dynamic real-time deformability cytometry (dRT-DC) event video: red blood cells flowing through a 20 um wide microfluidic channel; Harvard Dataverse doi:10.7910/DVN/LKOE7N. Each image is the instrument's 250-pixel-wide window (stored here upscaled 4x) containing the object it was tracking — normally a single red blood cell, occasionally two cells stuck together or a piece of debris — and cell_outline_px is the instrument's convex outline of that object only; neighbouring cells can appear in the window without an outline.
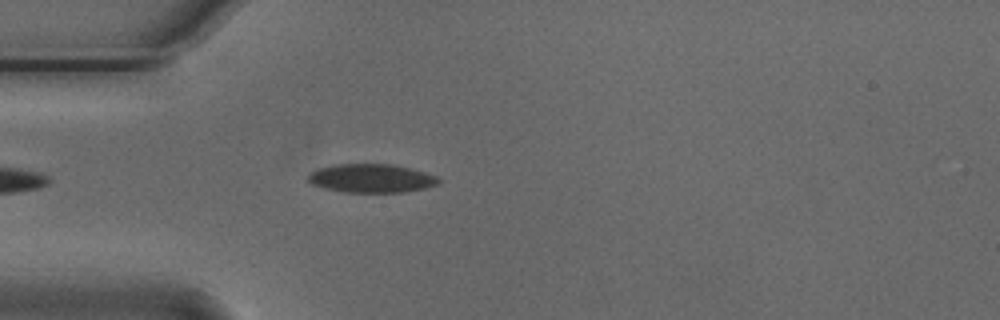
{"species": "Egyptian fruit bat (a non-hibernating species)", "species_latin": "Rousettus aegyptiacus", "temperature_condition": "cold", "stored_images_in_passage": 38, "camera_frame_rate_fps": 3000, "um_per_image_px": 0.085, "animal": {"sex": "male"}, "frame": {"image": 1, "passage_image": 5, "time_ms": 1.333, "image_size_px": [1000, 320], "cell_outline_px": [[440, 184], [424, 188], [404, 192], [344, 192], [324, 188], [312, 184], [308, 180], [308, 176], [312, 172], [320, 168], [332, 164], [392, 164], [424, 172], [436, 176], [440, 180]], "centroid_in_image_um": [31.57, 15.16], "position_along_channel_um": 53.4, "area_um2": 21.62}}
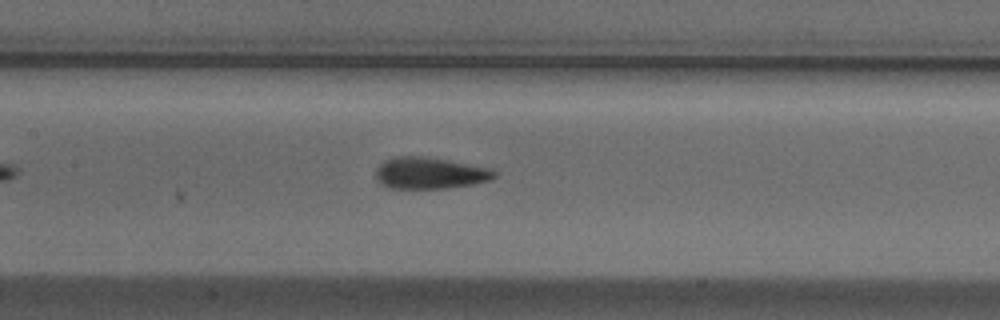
{"frame": {"image": 2, "passage_image": 15, "time_ms": 4.667, "image_size_px": [1000, 320], "cell_outline_px": [[496, 176], [492, 180], [472, 184], [448, 188], [388, 188], [380, 184], [376, 180], [376, 168], [384, 160], [392, 156], [420, 156], [492, 168], [496, 172]], "centroid_in_image_um": [36.51, 14.72], "position_along_channel_um": 170.9, "area_um2": 21.85}}
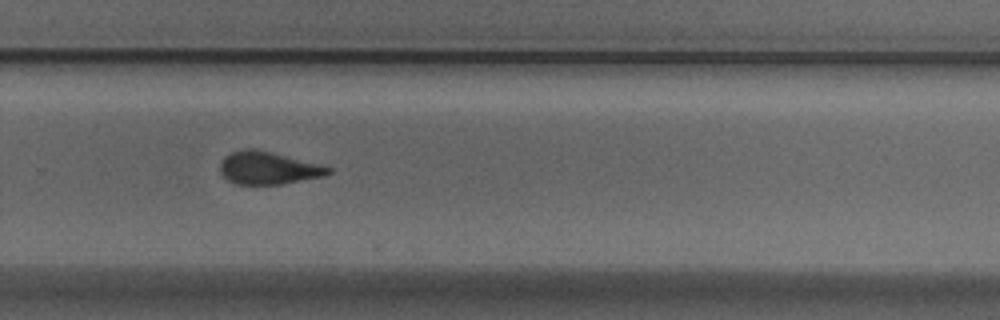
{"frame": {"image": 3, "passage_image": 26, "time_ms": 8.333, "image_size_px": [1000, 320], "cell_outline_px": [[332, 172], [324, 176], [280, 184], [236, 184], [228, 180], [220, 172], [220, 160], [224, 156], [240, 148], [256, 148], [320, 164], [332, 168]], "centroid_in_image_um": [22.77, 14.26], "position_along_channel_um": 307.0, "area_um2": 20.69}, "authors_computed_cell_mechanics": {"area_um2": 21.2126, "velocity_mm_per_s": 3.7331, "shape_relaxation_time_tau1_ms": 4.7207, "shape_relaxation_time_tau2_ms": 2.3795, "deformation_change_tau1": 0.1292, "deformation_change_tau2": 0.0668}}